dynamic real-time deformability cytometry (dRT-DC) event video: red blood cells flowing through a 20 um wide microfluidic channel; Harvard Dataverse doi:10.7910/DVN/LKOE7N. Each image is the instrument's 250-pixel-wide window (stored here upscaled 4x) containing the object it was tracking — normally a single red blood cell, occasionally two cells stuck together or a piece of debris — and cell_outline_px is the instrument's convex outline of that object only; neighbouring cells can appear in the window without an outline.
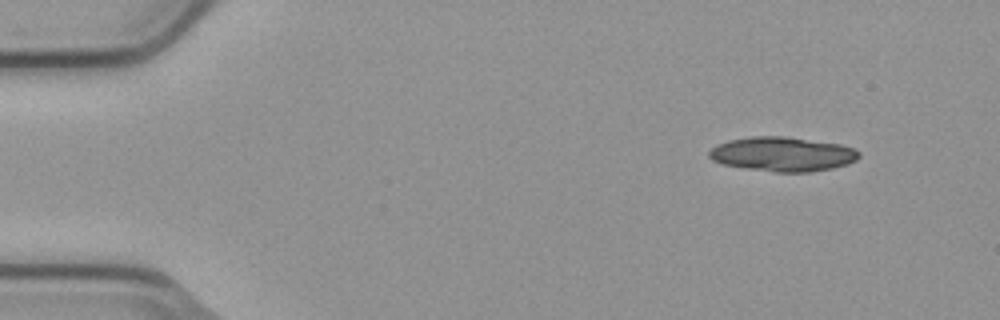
{"species": "common noctule bat (a hibernating species)", "species_latin": "Nyctalus noctula", "temperature_condition": "cold", "stored_images_in_passage": 3, "camera_frame_rate_fps": 3000, "um_per_image_px": 0.085, "animal": {"sex": "male", "body_mass_g": 23.1, "forearm_length_mm": 52.7}, "frame": {"image": 1, "passage_image": 1, "time_ms": 0.0, "image_size_px": [1000, 320], "cell_outline_px": [[860, 156], [856, 160], [848, 164], [832, 168], [812, 172], [776, 172], [744, 168], [724, 164], [712, 160], [708, 156], [708, 152], [716, 144], [728, 140], [752, 136], [784, 136], [840, 144], [852, 148], [860, 152]], "centroid_in_image_um": [66.5, 13.1], "position_along_channel_um": 18.5, "area_um2": 30.11}}